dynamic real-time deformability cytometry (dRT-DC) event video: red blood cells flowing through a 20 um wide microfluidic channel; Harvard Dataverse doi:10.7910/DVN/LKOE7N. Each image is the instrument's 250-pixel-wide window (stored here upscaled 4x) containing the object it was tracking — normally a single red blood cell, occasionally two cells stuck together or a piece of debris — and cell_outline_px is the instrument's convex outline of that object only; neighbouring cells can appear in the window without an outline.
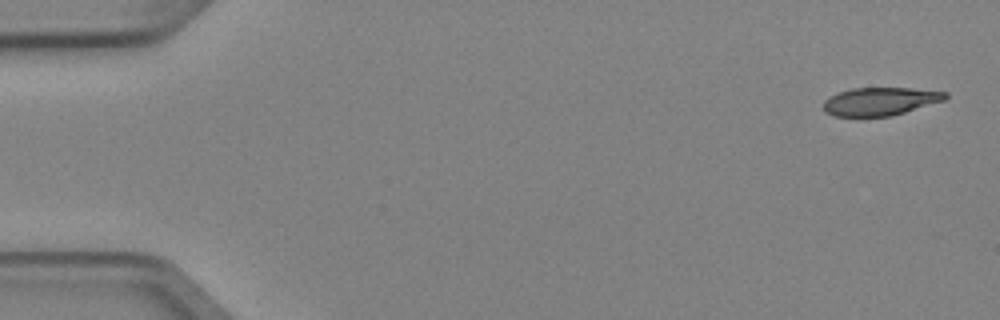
{"species": "Egyptian fruit bat (a non-hibernating species)", "species_latin": "Rousettus aegyptiacus", "temperature_condition": "cold", "stored_images_in_passage": 6, "camera_frame_rate_fps": 3000, "um_per_image_px": 0.085, "animal": {"sex": "female"}, "frame": {"image": 1, "passage_image": 1, "time_ms": 0.0, "image_size_px": [1000, 320], "cell_outline_px": [[948, 96], [944, 100], [892, 116], [832, 116], [824, 112], [824, 100], [828, 96], [852, 88], [908, 88], [948, 92]], "centroid_in_image_um": [74.79, 8.62], "position_along_channel_um": 10.2, "area_um2": 19.88}}
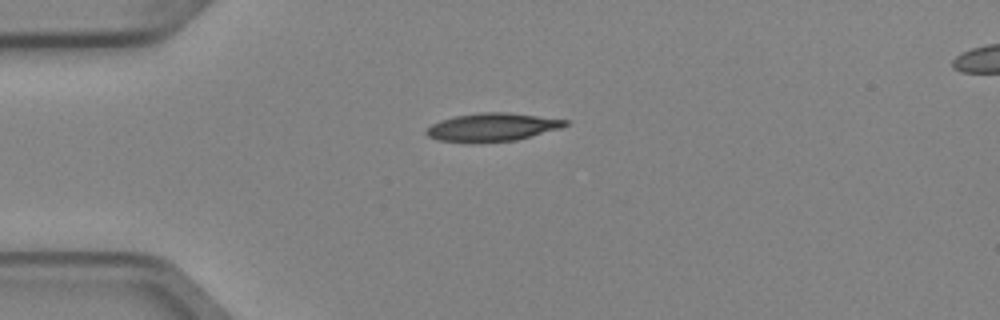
{"frame": {"image": 2, "passage_image": 4, "time_ms": 1.0, "image_size_px": [1000, 320], "cell_outline_px": [[568, 124], [560, 128], [516, 140], [472, 144], [468, 144], [436, 140], [428, 136], [424, 132], [424, 128], [440, 120], [456, 116], [480, 112], [508, 112], [568, 120]], "centroid_in_image_um": [41.75, 10.83], "position_along_channel_um": 43.2, "area_um2": 23.18}}
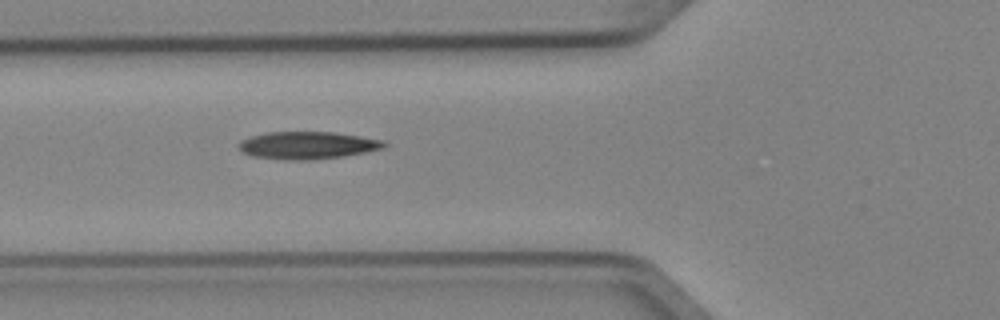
{"frame": {"image": 3, "passage_image": 6, "time_ms": 1.667, "image_size_px": [1000, 320], "cell_outline_px": [[388, 144], [384, 148], [344, 156], [312, 160], [284, 160], [252, 156], [244, 152], [240, 148], [240, 140], [252, 136], [268, 132], [336, 132], [384, 140]], "centroid_in_image_um": [26.18, 12.35], "position_along_channel_um": 99.6, "area_um2": 23.24}}